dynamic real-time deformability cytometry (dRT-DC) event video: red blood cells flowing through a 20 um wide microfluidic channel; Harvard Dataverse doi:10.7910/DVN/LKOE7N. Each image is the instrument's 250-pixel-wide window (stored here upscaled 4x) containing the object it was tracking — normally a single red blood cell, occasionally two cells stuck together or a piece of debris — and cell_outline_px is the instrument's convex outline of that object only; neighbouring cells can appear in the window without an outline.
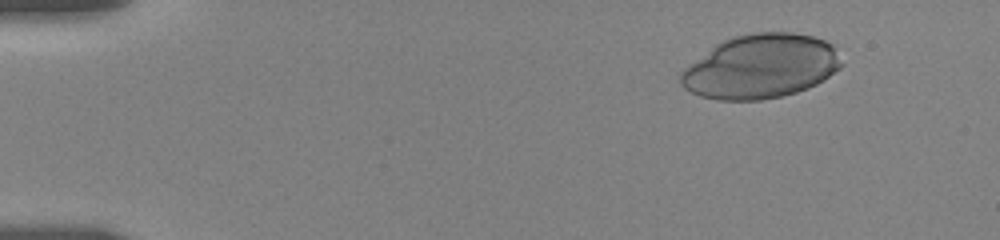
{"species": "human", "species_latin": "Homo sapiens", "temperature_condition": "room temperature", "stored_images_in_passage": 23, "camera_frame_rate_fps": 3000, "um_per_image_px": 0.085, "donor": {"sex": "female"}, "frame": {"image": 1, "passage_image": 3, "time_ms": 1.667, "image_size_px": [1000, 240], "cell_outline_px": [[844, 64], [840, 68], [816, 84], [808, 88], [796, 92], [780, 96], [760, 100], [716, 100], [700, 96], [684, 88], [680, 84], [680, 72], [688, 64], [716, 44], [724, 40], [736, 36], [752, 32], [792, 32], [812, 36], [824, 40], [832, 44]], "centroid_in_image_um": [64.65, 5.65], "position_along_channel_um": 20.4, "area_um2": 60.05}}